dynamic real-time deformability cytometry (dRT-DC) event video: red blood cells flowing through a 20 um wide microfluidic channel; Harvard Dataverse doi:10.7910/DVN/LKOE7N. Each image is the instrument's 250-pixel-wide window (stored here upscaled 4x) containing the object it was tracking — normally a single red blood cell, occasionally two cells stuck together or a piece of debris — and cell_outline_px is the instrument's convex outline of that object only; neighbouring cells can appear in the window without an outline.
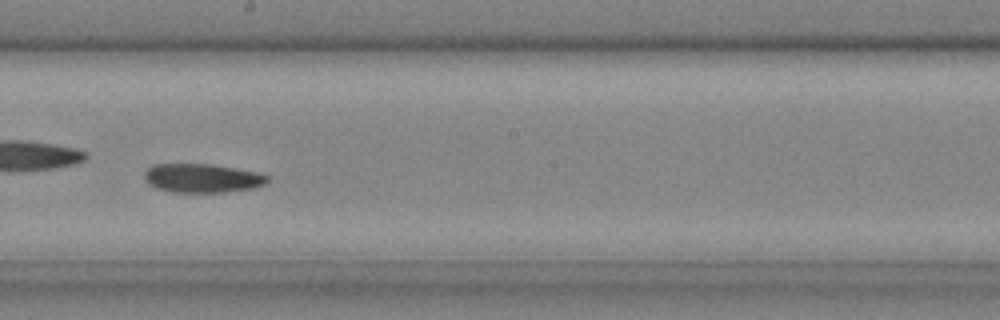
{"species": "common noctule bat (a hibernating species)", "species_latin": "Nyctalus noctula", "temperature_condition": "cold", "stored_images_in_passage": 34, "camera_frame_rate_fps": 3000, "um_per_image_px": 0.085, "animal": {"sex": "male", "body_mass_g": 20.4}, "frame": {"image": 1, "passage_image": 20, "time_ms": 6.333, "image_size_px": [1000, 320], "cell_outline_px": [[268, 180], [264, 184], [252, 188], [224, 192], [172, 192], [156, 188], [148, 184], [144, 180], [144, 172], [152, 164], [212, 164], [256, 172], [268, 176]], "centroid_in_image_um": [17.13, 15.14], "position_along_channel_um": 231.1, "area_um2": 20.63}}